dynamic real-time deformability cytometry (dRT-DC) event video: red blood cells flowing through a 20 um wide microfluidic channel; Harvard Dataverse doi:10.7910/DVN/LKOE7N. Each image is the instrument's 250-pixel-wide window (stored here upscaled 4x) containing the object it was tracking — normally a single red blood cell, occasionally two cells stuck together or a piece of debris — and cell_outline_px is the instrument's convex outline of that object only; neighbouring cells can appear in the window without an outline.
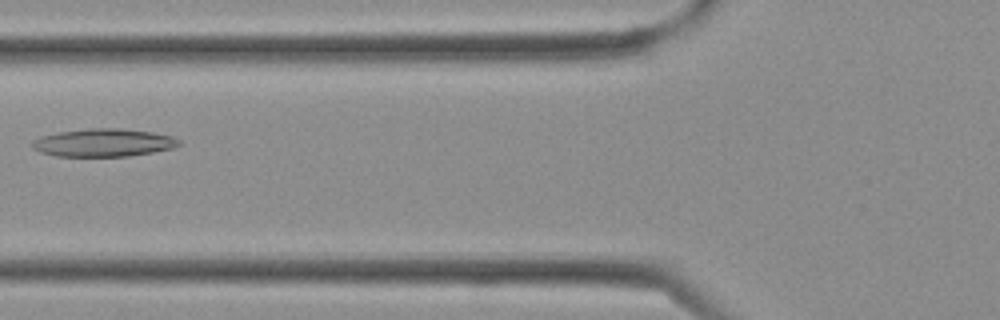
{"species": "Egyptian fruit bat (a non-hibernating species)", "species_latin": "Rousettus aegyptiacus", "temperature_condition": "cold", "stored_images_in_passage": 4, "camera_frame_rate_fps": 3000, "um_per_image_px": 0.085, "frame": {"image": 1, "passage_image": 4, "time_ms": 1.0, "image_size_px": [1000, 320], "cell_outline_px": [[180, 144], [172, 148], [152, 152], [128, 156], [56, 156], [40, 152], [32, 148], [32, 140], [40, 136], [60, 132], [88, 128], [120, 128], [152, 132], [172, 136], [180, 140]], "centroid_in_image_um": [8.77, 12.12], "position_along_channel_um": 117.0, "area_um2": 23.81}}